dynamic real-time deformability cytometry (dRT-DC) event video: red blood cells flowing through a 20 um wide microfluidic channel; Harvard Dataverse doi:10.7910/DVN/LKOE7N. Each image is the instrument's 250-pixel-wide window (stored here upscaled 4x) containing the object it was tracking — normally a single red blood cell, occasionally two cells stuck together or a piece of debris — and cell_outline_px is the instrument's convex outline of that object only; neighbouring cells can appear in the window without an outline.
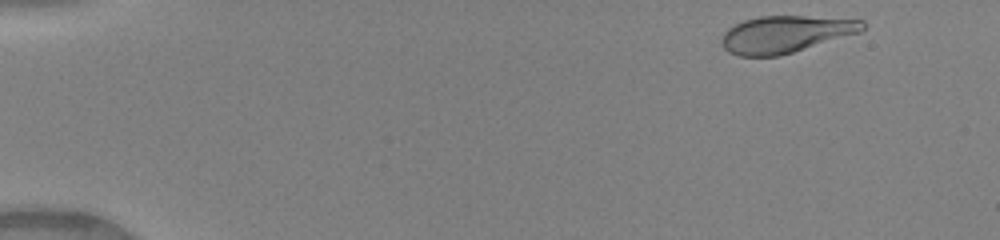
{"species": "human", "species_latin": "Homo sapiens", "temperature_condition": "warm", "stored_images_in_passage": 46, "camera_frame_rate_fps": 3000, "um_per_image_px": 0.085, "donor": {"sex": "female"}, "frame": {"image": 1, "passage_image": 1, "time_ms": 0.0, "image_size_px": [1000, 240], "cell_outline_px": [[864, 28], [860, 32], [780, 56], [740, 56], [728, 52], [720, 44], [720, 40], [724, 32], [728, 28], [744, 20], [760, 16], [804, 16], [864, 20]], "centroid_in_image_um": [66.72, 2.91], "position_along_channel_um": 18.3, "area_um2": 30.29}}
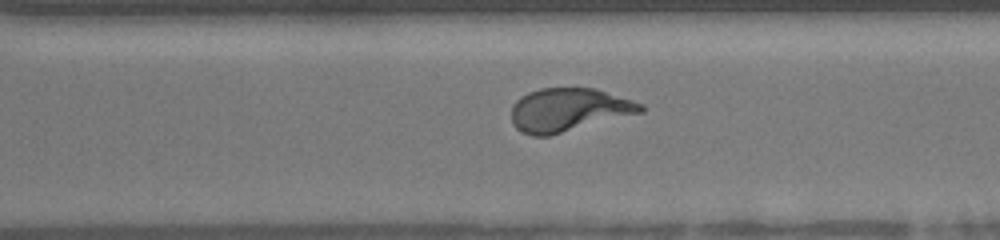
{"frame": {"image": 2, "passage_image": 32, "time_ms": 10.333, "image_size_px": [1000, 240], "cell_outline_px": [[644, 112], [548, 136], [532, 136], [516, 128], [512, 124], [512, 104], [520, 96], [528, 92], [540, 88], [596, 88], [644, 104]], "centroid_in_image_um": [48.33, 9.33], "position_along_channel_um": 322.3, "area_um2": 32.71}}
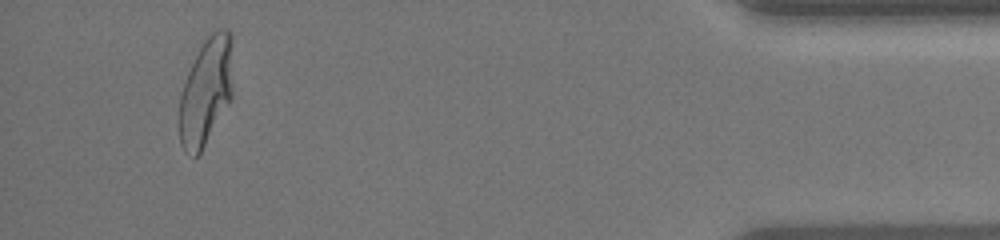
{"frame": {"image": 3, "passage_image": 43, "time_ms": 14.0, "image_size_px": [1000, 240], "cell_outline_px": [[232, 100], [200, 152], [196, 156], [192, 156], [184, 152], [180, 144], [176, 120], [180, 92], [188, 72], [204, 40], [216, 28], [228, 28], [232, 32]], "centroid_in_image_um": [17.49, 7.79], "position_along_channel_um": 417.7, "area_um2": 34.56}}